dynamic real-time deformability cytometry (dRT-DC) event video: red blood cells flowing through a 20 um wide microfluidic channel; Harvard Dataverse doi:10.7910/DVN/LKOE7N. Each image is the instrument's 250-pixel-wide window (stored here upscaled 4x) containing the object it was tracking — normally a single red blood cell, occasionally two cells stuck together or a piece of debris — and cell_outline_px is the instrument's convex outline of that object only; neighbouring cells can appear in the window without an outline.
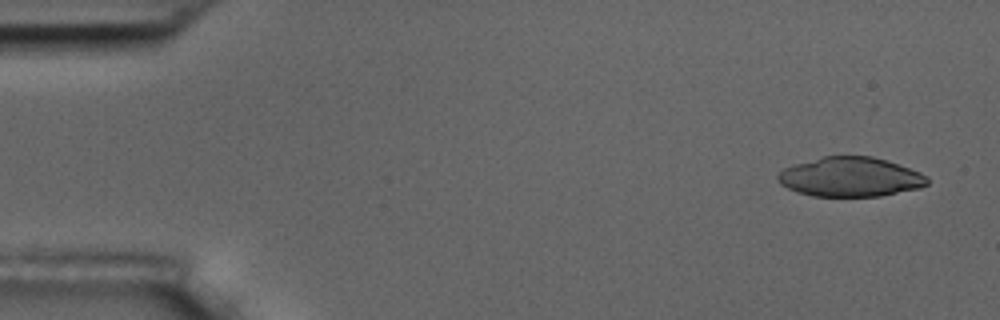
{"species": "common noctule bat (a hibernating species)", "species_latin": "Nyctalus noctula", "temperature_condition": "room temperature", "stored_images_in_passage": 4, "camera_frame_rate_fps": 3000, "um_per_image_px": 0.085, "animal": {"sex": "male", "body_mass_g": 17.5, "forearm_length_mm": 52.3}, "frame": {"image": 1, "passage_image": 1, "time_ms": 0.0, "image_size_px": [1000, 320], "cell_outline_px": [[928, 184], [920, 188], [880, 196], [812, 196], [796, 192], [780, 184], [776, 180], [776, 176], [784, 168], [820, 156], [872, 156], [888, 160], [920, 172], [928, 176]], "centroid_in_image_um": [72.28, 15.04], "position_along_channel_um": 12.7, "area_um2": 34.56}}